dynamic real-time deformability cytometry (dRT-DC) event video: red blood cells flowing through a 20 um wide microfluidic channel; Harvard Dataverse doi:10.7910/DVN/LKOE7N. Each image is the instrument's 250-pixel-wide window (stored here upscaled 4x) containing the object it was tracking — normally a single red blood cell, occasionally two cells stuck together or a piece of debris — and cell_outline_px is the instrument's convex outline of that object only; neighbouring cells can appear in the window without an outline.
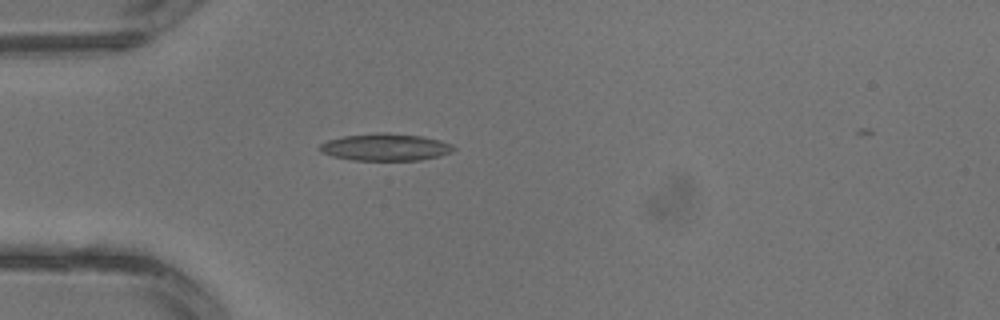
{"species": "common noctule bat (a hibernating species)", "species_latin": "Nyctalus noctula", "temperature_condition": "warm", "stored_images_in_passage": 3, "camera_frame_rate_fps": 3000, "um_per_image_px": 0.085, "animal": {"sex": "male", "body_mass_g": 13.3}, "frame": {"image": 1, "passage_image": 3, "time_ms": 0.667, "image_size_px": [1000, 320], "cell_outline_px": [[456, 148], [452, 152], [440, 156], [420, 160], [352, 160], [332, 156], [320, 152], [316, 148], [320, 144], [328, 140], [344, 136], [376, 132], [388, 132], [420, 136], [440, 140], [452, 144]], "centroid_in_image_um": [32.74, 12.5], "position_along_channel_um": 52.3, "area_um2": 21.39}}